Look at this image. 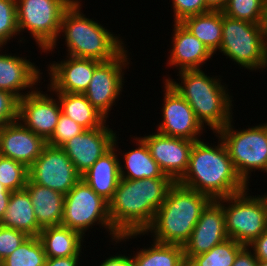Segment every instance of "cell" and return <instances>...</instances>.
Instances as JSON below:
<instances>
[{
    "label": "cell",
    "instance_id": "cell-21",
    "mask_svg": "<svg viewBox=\"0 0 267 266\" xmlns=\"http://www.w3.org/2000/svg\"><path fill=\"white\" fill-rule=\"evenodd\" d=\"M172 48L170 51V66H176L179 71L200 69L203 63L213 57L209 49L180 22H174Z\"/></svg>",
    "mask_w": 267,
    "mask_h": 266
},
{
    "label": "cell",
    "instance_id": "cell-5",
    "mask_svg": "<svg viewBox=\"0 0 267 266\" xmlns=\"http://www.w3.org/2000/svg\"><path fill=\"white\" fill-rule=\"evenodd\" d=\"M81 8L80 0H74L63 13L60 33L65 34L67 55L99 62L113 60L125 49L123 39L86 18Z\"/></svg>",
    "mask_w": 267,
    "mask_h": 266
},
{
    "label": "cell",
    "instance_id": "cell-25",
    "mask_svg": "<svg viewBox=\"0 0 267 266\" xmlns=\"http://www.w3.org/2000/svg\"><path fill=\"white\" fill-rule=\"evenodd\" d=\"M47 258L79 257L83 237L77 231L59 225L43 228L39 234Z\"/></svg>",
    "mask_w": 267,
    "mask_h": 266
},
{
    "label": "cell",
    "instance_id": "cell-42",
    "mask_svg": "<svg viewBox=\"0 0 267 266\" xmlns=\"http://www.w3.org/2000/svg\"><path fill=\"white\" fill-rule=\"evenodd\" d=\"M100 266H133L131 258L125 255H117L108 257Z\"/></svg>",
    "mask_w": 267,
    "mask_h": 266
},
{
    "label": "cell",
    "instance_id": "cell-46",
    "mask_svg": "<svg viewBox=\"0 0 267 266\" xmlns=\"http://www.w3.org/2000/svg\"><path fill=\"white\" fill-rule=\"evenodd\" d=\"M257 266H267V261L264 260L258 261Z\"/></svg>",
    "mask_w": 267,
    "mask_h": 266
},
{
    "label": "cell",
    "instance_id": "cell-8",
    "mask_svg": "<svg viewBox=\"0 0 267 266\" xmlns=\"http://www.w3.org/2000/svg\"><path fill=\"white\" fill-rule=\"evenodd\" d=\"M232 121L215 136L223 141L237 174L248 185L253 169L267 173V131L264 124L234 130Z\"/></svg>",
    "mask_w": 267,
    "mask_h": 266
},
{
    "label": "cell",
    "instance_id": "cell-26",
    "mask_svg": "<svg viewBox=\"0 0 267 266\" xmlns=\"http://www.w3.org/2000/svg\"><path fill=\"white\" fill-rule=\"evenodd\" d=\"M61 106V113L74 120L85 130L103 127L106 118L87 100L84 94L54 92Z\"/></svg>",
    "mask_w": 267,
    "mask_h": 266
},
{
    "label": "cell",
    "instance_id": "cell-6",
    "mask_svg": "<svg viewBox=\"0 0 267 266\" xmlns=\"http://www.w3.org/2000/svg\"><path fill=\"white\" fill-rule=\"evenodd\" d=\"M219 52L245 69H265L267 38L263 24H253L223 14Z\"/></svg>",
    "mask_w": 267,
    "mask_h": 266
},
{
    "label": "cell",
    "instance_id": "cell-28",
    "mask_svg": "<svg viewBox=\"0 0 267 266\" xmlns=\"http://www.w3.org/2000/svg\"><path fill=\"white\" fill-rule=\"evenodd\" d=\"M135 140L138 143H136L138 147L124 154V168L120 162V178L138 180L165 177L166 175L160 169L157 162L151 157L146 142L140 137H136Z\"/></svg>",
    "mask_w": 267,
    "mask_h": 266
},
{
    "label": "cell",
    "instance_id": "cell-32",
    "mask_svg": "<svg viewBox=\"0 0 267 266\" xmlns=\"http://www.w3.org/2000/svg\"><path fill=\"white\" fill-rule=\"evenodd\" d=\"M223 14L253 24H263L265 0H227Z\"/></svg>",
    "mask_w": 267,
    "mask_h": 266
},
{
    "label": "cell",
    "instance_id": "cell-9",
    "mask_svg": "<svg viewBox=\"0 0 267 266\" xmlns=\"http://www.w3.org/2000/svg\"><path fill=\"white\" fill-rule=\"evenodd\" d=\"M74 0H16L19 34L23 30L32 34L42 52L53 51L63 13Z\"/></svg>",
    "mask_w": 267,
    "mask_h": 266
},
{
    "label": "cell",
    "instance_id": "cell-2",
    "mask_svg": "<svg viewBox=\"0 0 267 266\" xmlns=\"http://www.w3.org/2000/svg\"><path fill=\"white\" fill-rule=\"evenodd\" d=\"M218 139V145L213 147L203 140L194 142L187 171L177 182L211 200L226 198L248 188L237 174L223 141Z\"/></svg>",
    "mask_w": 267,
    "mask_h": 266
},
{
    "label": "cell",
    "instance_id": "cell-10",
    "mask_svg": "<svg viewBox=\"0 0 267 266\" xmlns=\"http://www.w3.org/2000/svg\"><path fill=\"white\" fill-rule=\"evenodd\" d=\"M96 222L110 232L113 241L120 238L121 235L111 224L109 203L81 178L65 195L61 225L85 236V232Z\"/></svg>",
    "mask_w": 267,
    "mask_h": 266
},
{
    "label": "cell",
    "instance_id": "cell-30",
    "mask_svg": "<svg viewBox=\"0 0 267 266\" xmlns=\"http://www.w3.org/2000/svg\"><path fill=\"white\" fill-rule=\"evenodd\" d=\"M243 244L228 238L210 251L193 256L187 266H232L237 254L244 248Z\"/></svg>",
    "mask_w": 267,
    "mask_h": 266
},
{
    "label": "cell",
    "instance_id": "cell-14",
    "mask_svg": "<svg viewBox=\"0 0 267 266\" xmlns=\"http://www.w3.org/2000/svg\"><path fill=\"white\" fill-rule=\"evenodd\" d=\"M147 144L151 157L163 173L177 183L187 171L189 156L195 141L152 133L141 137Z\"/></svg>",
    "mask_w": 267,
    "mask_h": 266
},
{
    "label": "cell",
    "instance_id": "cell-7",
    "mask_svg": "<svg viewBox=\"0 0 267 266\" xmlns=\"http://www.w3.org/2000/svg\"><path fill=\"white\" fill-rule=\"evenodd\" d=\"M248 190L218 199L223 206L228 238L244 246H249L267 230V195L252 197Z\"/></svg>",
    "mask_w": 267,
    "mask_h": 266
},
{
    "label": "cell",
    "instance_id": "cell-39",
    "mask_svg": "<svg viewBox=\"0 0 267 266\" xmlns=\"http://www.w3.org/2000/svg\"><path fill=\"white\" fill-rule=\"evenodd\" d=\"M258 261H267V230L256 238L249 246Z\"/></svg>",
    "mask_w": 267,
    "mask_h": 266
},
{
    "label": "cell",
    "instance_id": "cell-44",
    "mask_svg": "<svg viewBox=\"0 0 267 266\" xmlns=\"http://www.w3.org/2000/svg\"><path fill=\"white\" fill-rule=\"evenodd\" d=\"M206 7L211 11H222L227 0H204Z\"/></svg>",
    "mask_w": 267,
    "mask_h": 266
},
{
    "label": "cell",
    "instance_id": "cell-19",
    "mask_svg": "<svg viewBox=\"0 0 267 266\" xmlns=\"http://www.w3.org/2000/svg\"><path fill=\"white\" fill-rule=\"evenodd\" d=\"M67 58L60 63L54 61L51 65L49 64L48 71L50 72L48 73L51 82L48 91L84 94L95 68L101 62L69 55Z\"/></svg>",
    "mask_w": 267,
    "mask_h": 266
},
{
    "label": "cell",
    "instance_id": "cell-24",
    "mask_svg": "<svg viewBox=\"0 0 267 266\" xmlns=\"http://www.w3.org/2000/svg\"><path fill=\"white\" fill-rule=\"evenodd\" d=\"M0 224L24 232L27 236H39L42 229L38 225L30 196L25 189L11 192Z\"/></svg>",
    "mask_w": 267,
    "mask_h": 266
},
{
    "label": "cell",
    "instance_id": "cell-11",
    "mask_svg": "<svg viewBox=\"0 0 267 266\" xmlns=\"http://www.w3.org/2000/svg\"><path fill=\"white\" fill-rule=\"evenodd\" d=\"M28 178L33 183L66 195L81 179V175L61 147L46 145L28 168Z\"/></svg>",
    "mask_w": 267,
    "mask_h": 266
},
{
    "label": "cell",
    "instance_id": "cell-3",
    "mask_svg": "<svg viewBox=\"0 0 267 266\" xmlns=\"http://www.w3.org/2000/svg\"><path fill=\"white\" fill-rule=\"evenodd\" d=\"M210 201L207 195L175 183L145 231L121 235L116 243L150 232L156 242L184 246L189 241L202 210Z\"/></svg>",
    "mask_w": 267,
    "mask_h": 266
},
{
    "label": "cell",
    "instance_id": "cell-37",
    "mask_svg": "<svg viewBox=\"0 0 267 266\" xmlns=\"http://www.w3.org/2000/svg\"><path fill=\"white\" fill-rule=\"evenodd\" d=\"M172 3L174 22H181L186 17L210 11L204 0H172Z\"/></svg>",
    "mask_w": 267,
    "mask_h": 266
},
{
    "label": "cell",
    "instance_id": "cell-41",
    "mask_svg": "<svg viewBox=\"0 0 267 266\" xmlns=\"http://www.w3.org/2000/svg\"><path fill=\"white\" fill-rule=\"evenodd\" d=\"M79 257L46 258L44 266H78Z\"/></svg>",
    "mask_w": 267,
    "mask_h": 266
},
{
    "label": "cell",
    "instance_id": "cell-27",
    "mask_svg": "<svg viewBox=\"0 0 267 266\" xmlns=\"http://www.w3.org/2000/svg\"><path fill=\"white\" fill-rule=\"evenodd\" d=\"M222 11H209L184 18L180 23L214 54L222 42Z\"/></svg>",
    "mask_w": 267,
    "mask_h": 266
},
{
    "label": "cell",
    "instance_id": "cell-31",
    "mask_svg": "<svg viewBox=\"0 0 267 266\" xmlns=\"http://www.w3.org/2000/svg\"><path fill=\"white\" fill-rule=\"evenodd\" d=\"M46 253L37 236H29L0 266H44Z\"/></svg>",
    "mask_w": 267,
    "mask_h": 266
},
{
    "label": "cell",
    "instance_id": "cell-34",
    "mask_svg": "<svg viewBox=\"0 0 267 266\" xmlns=\"http://www.w3.org/2000/svg\"><path fill=\"white\" fill-rule=\"evenodd\" d=\"M17 34L19 35L16 0H0V49Z\"/></svg>",
    "mask_w": 267,
    "mask_h": 266
},
{
    "label": "cell",
    "instance_id": "cell-17",
    "mask_svg": "<svg viewBox=\"0 0 267 266\" xmlns=\"http://www.w3.org/2000/svg\"><path fill=\"white\" fill-rule=\"evenodd\" d=\"M108 127L84 130L61 146L81 176L113 146L116 133Z\"/></svg>",
    "mask_w": 267,
    "mask_h": 266
},
{
    "label": "cell",
    "instance_id": "cell-20",
    "mask_svg": "<svg viewBox=\"0 0 267 266\" xmlns=\"http://www.w3.org/2000/svg\"><path fill=\"white\" fill-rule=\"evenodd\" d=\"M40 69L23 57L0 54V90L8 91L19 100L34 91V85L40 83ZM33 89L26 94L20 92L27 88Z\"/></svg>",
    "mask_w": 267,
    "mask_h": 266
},
{
    "label": "cell",
    "instance_id": "cell-22",
    "mask_svg": "<svg viewBox=\"0 0 267 266\" xmlns=\"http://www.w3.org/2000/svg\"><path fill=\"white\" fill-rule=\"evenodd\" d=\"M117 135L113 146L105 152L81 178L108 203L114 197L120 181V161L117 156Z\"/></svg>",
    "mask_w": 267,
    "mask_h": 266
},
{
    "label": "cell",
    "instance_id": "cell-18",
    "mask_svg": "<svg viewBox=\"0 0 267 266\" xmlns=\"http://www.w3.org/2000/svg\"><path fill=\"white\" fill-rule=\"evenodd\" d=\"M47 142L26 128L19 120L0 128V155L29 168L41 155Z\"/></svg>",
    "mask_w": 267,
    "mask_h": 266
},
{
    "label": "cell",
    "instance_id": "cell-1",
    "mask_svg": "<svg viewBox=\"0 0 267 266\" xmlns=\"http://www.w3.org/2000/svg\"><path fill=\"white\" fill-rule=\"evenodd\" d=\"M175 182L169 177L127 180L120 178L109 202V217L120 234L144 232Z\"/></svg>",
    "mask_w": 267,
    "mask_h": 266
},
{
    "label": "cell",
    "instance_id": "cell-45",
    "mask_svg": "<svg viewBox=\"0 0 267 266\" xmlns=\"http://www.w3.org/2000/svg\"><path fill=\"white\" fill-rule=\"evenodd\" d=\"M263 26H264L266 38H267V0H265V18H264Z\"/></svg>",
    "mask_w": 267,
    "mask_h": 266
},
{
    "label": "cell",
    "instance_id": "cell-4",
    "mask_svg": "<svg viewBox=\"0 0 267 266\" xmlns=\"http://www.w3.org/2000/svg\"><path fill=\"white\" fill-rule=\"evenodd\" d=\"M181 83L165 79L192 107L203 126L206 124L216 133L224 128L232 118V101L227 87L216 77L207 76L202 69L178 72ZM227 93V94H226Z\"/></svg>",
    "mask_w": 267,
    "mask_h": 266
},
{
    "label": "cell",
    "instance_id": "cell-13",
    "mask_svg": "<svg viewBox=\"0 0 267 266\" xmlns=\"http://www.w3.org/2000/svg\"><path fill=\"white\" fill-rule=\"evenodd\" d=\"M163 121L158 132L171 137L199 141L204 126L188 102L167 82H164ZM198 135V136H197Z\"/></svg>",
    "mask_w": 267,
    "mask_h": 266
},
{
    "label": "cell",
    "instance_id": "cell-23",
    "mask_svg": "<svg viewBox=\"0 0 267 266\" xmlns=\"http://www.w3.org/2000/svg\"><path fill=\"white\" fill-rule=\"evenodd\" d=\"M31 199L41 229L61 225L65 195L33 183L29 178L24 188Z\"/></svg>",
    "mask_w": 267,
    "mask_h": 266
},
{
    "label": "cell",
    "instance_id": "cell-16",
    "mask_svg": "<svg viewBox=\"0 0 267 266\" xmlns=\"http://www.w3.org/2000/svg\"><path fill=\"white\" fill-rule=\"evenodd\" d=\"M227 239L223 206L218 200H211L202 210L189 241L183 246L186 263L193 256L208 252Z\"/></svg>",
    "mask_w": 267,
    "mask_h": 266
},
{
    "label": "cell",
    "instance_id": "cell-35",
    "mask_svg": "<svg viewBox=\"0 0 267 266\" xmlns=\"http://www.w3.org/2000/svg\"><path fill=\"white\" fill-rule=\"evenodd\" d=\"M85 129L63 113L60 114L56 129L47 141V145L61 147L68 140L82 133Z\"/></svg>",
    "mask_w": 267,
    "mask_h": 266
},
{
    "label": "cell",
    "instance_id": "cell-33",
    "mask_svg": "<svg viewBox=\"0 0 267 266\" xmlns=\"http://www.w3.org/2000/svg\"><path fill=\"white\" fill-rule=\"evenodd\" d=\"M28 180V168L11 158L0 156V182L9 191L23 190Z\"/></svg>",
    "mask_w": 267,
    "mask_h": 266
},
{
    "label": "cell",
    "instance_id": "cell-43",
    "mask_svg": "<svg viewBox=\"0 0 267 266\" xmlns=\"http://www.w3.org/2000/svg\"><path fill=\"white\" fill-rule=\"evenodd\" d=\"M10 195H11V191H9L0 182V222L2 221L6 208L8 207Z\"/></svg>",
    "mask_w": 267,
    "mask_h": 266
},
{
    "label": "cell",
    "instance_id": "cell-36",
    "mask_svg": "<svg viewBox=\"0 0 267 266\" xmlns=\"http://www.w3.org/2000/svg\"><path fill=\"white\" fill-rule=\"evenodd\" d=\"M29 236L24 232L0 224V263L11 255Z\"/></svg>",
    "mask_w": 267,
    "mask_h": 266
},
{
    "label": "cell",
    "instance_id": "cell-15",
    "mask_svg": "<svg viewBox=\"0 0 267 266\" xmlns=\"http://www.w3.org/2000/svg\"><path fill=\"white\" fill-rule=\"evenodd\" d=\"M34 88L32 93L19 100L18 120L47 142L56 129L61 106L58 100L56 102V99Z\"/></svg>",
    "mask_w": 267,
    "mask_h": 266
},
{
    "label": "cell",
    "instance_id": "cell-12",
    "mask_svg": "<svg viewBox=\"0 0 267 266\" xmlns=\"http://www.w3.org/2000/svg\"><path fill=\"white\" fill-rule=\"evenodd\" d=\"M127 57V50L124 49L113 60L101 62L95 68L91 82L84 92L87 100L106 119L113 103L122 92L125 80L122 69L130 64Z\"/></svg>",
    "mask_w": 267,
    "mask_h": 266
},
{
    "label": "cell",
    "instance_id": "cell-29",
    "mask_svg": "<svg viewBox=\"0 0 267 266\" xmlns=\"http://www.w3.org/2000/svg\"><path fill=\"white\" fill-rule=\"evenodd\" d=\"M133 256H130L133 266H187L183 246L154 240L152 246L144 247Z\"/></svg>",
    "mask_w": 267,
    "mask_h": 266
},
{
    "label": "cell",
    "instance_id": "cell-38",
    "mask_svg": "<svg viewBox=\"0 0 267 266\" xmlns=\"http://www.w3.org/2000/svg\"><path fill=\"white\" fill-rule=\"evenodd\" d=\"M19 99L8 91L0 90V128L18 120Z\"/></svg>",
    "mask_w": 267,
    "mask_h": 266
},
{
    "label": "cell",
    "instance_id": "cell-40",
    "mask_svg": "<svg viewBox=\"0 0 267 266\" xmlns=\"http://www.w3.org/2000/svg\"><path fill=\"white\" fill-rule=\"evenodd\" d=\"M249 249L250 248L248 246H245L237 254V257L232 266H257L258 260L256 259L254 252Z\"/></svg>",
    "mask_w": 267,
    "mask_h": 266
}]
</instances>
